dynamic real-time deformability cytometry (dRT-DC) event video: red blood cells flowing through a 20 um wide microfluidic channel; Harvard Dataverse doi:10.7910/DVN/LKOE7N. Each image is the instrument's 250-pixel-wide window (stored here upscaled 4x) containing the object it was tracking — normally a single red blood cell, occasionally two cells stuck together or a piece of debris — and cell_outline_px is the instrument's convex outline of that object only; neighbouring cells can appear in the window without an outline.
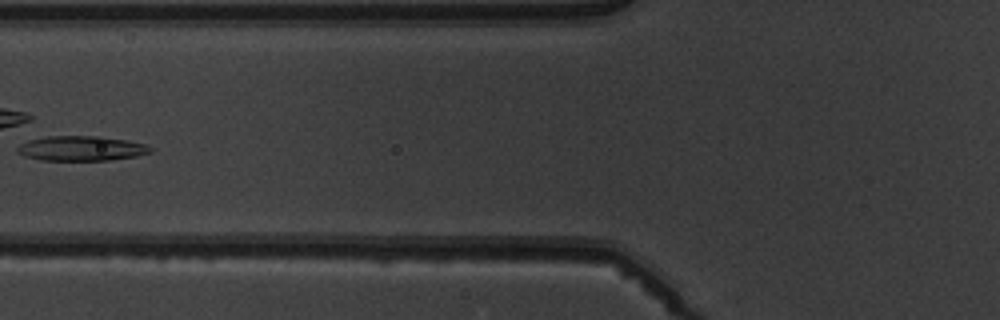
{"species": "common noctule bat (a hibernating species)", "species_latin": "Nyctalus noctula", "temperature_condition": "warm", "stored_images_in_passage": 6, "camera_frame_rate_fps": 3000, "um_per_image_px": 0.085, "animal": {"sex": "male", "body_mass_g": 19.5, "forearm_length_mm": 54.6}, "frame": {"image": 1, "passage_image": 5, "time_ms": 4.667, "image_size_px": [1000, 320], "cell_outline_px": [[152, 152], [136, 156], [108, 160], [44, 160], [24, 156], [16, 152], [16, 148], [20, 144], [28, 140], [48, 136], [100, 136], [124, 140], [144, 144], [152, 148]], "centroid_in_image_um": [6.87, 12.61], "position_along_channel_um": 118.9, "area_um2": 19.13}}
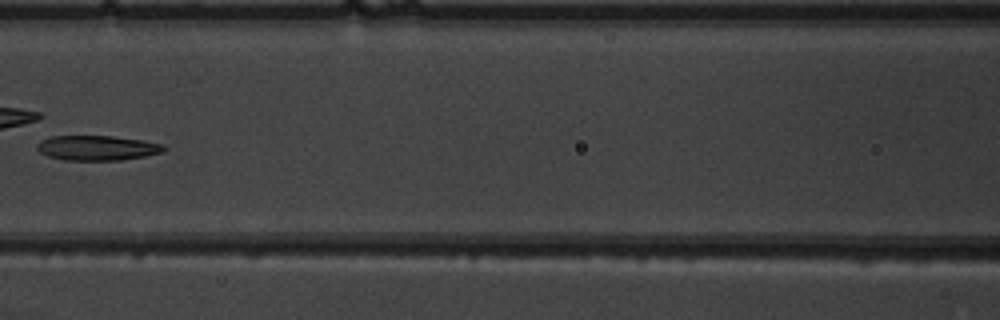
{"frame": {"image": 2, "passage_image": 6, "time_ms": 5.667, "image_size_px": [1000, 320], "cell_outline_px": [[168, 148], [164, 152], [144, 156], [120, 160], [64, 160], [48, 156], [40, 152], [36, 148], [36, 144], [40, 140], [52, 136], [112, 136], [144, 140], [164, 144]], "centroid_in_image_um": [8.28, 12.57], "position_along_channel_um": 158.3, "area_um2": 18.55}}